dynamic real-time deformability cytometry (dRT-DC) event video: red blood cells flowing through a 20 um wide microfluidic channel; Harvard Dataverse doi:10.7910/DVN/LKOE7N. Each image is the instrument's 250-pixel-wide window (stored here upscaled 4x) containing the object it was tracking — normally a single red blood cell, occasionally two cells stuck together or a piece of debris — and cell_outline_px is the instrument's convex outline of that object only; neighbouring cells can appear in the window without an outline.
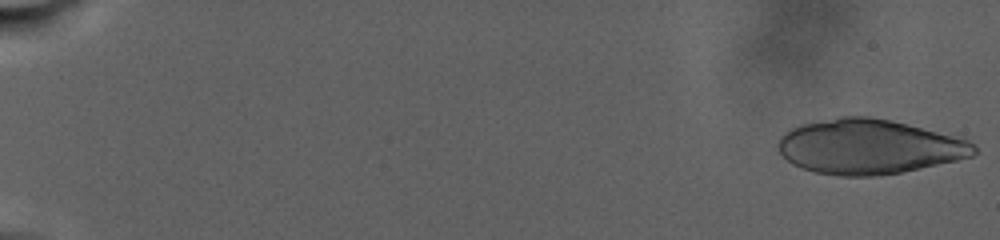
{"species": "human", "species_latin": "Homo sapiens", "temperature_condition": "warm", "stored_images_in_passage": 14, "camera_frame_rate_fps": 3000, "um_per_image_px": 0.085, "donor": {"sex": "male"}, "frame": {"image": 1, "passage_image": 1, "time_ms": 0.0, "image_size_px": [1000, 240], "cell_outline_px": [[976, 152], [972, 156], [956, 160], [900, 172], [872, 176], [840, 176], [816, 172], [792, 164], [780, 152], [776, 144], [780, 136], [784, 132], [800, 124], [840, 116], [872, 116], [892, 120], [908, 124], [968, 140], [976, 148]], "centroid_in_image_um": [73.81, 12.45], "position_along_channel_um": 11.2, "area_um2": 62.14}}